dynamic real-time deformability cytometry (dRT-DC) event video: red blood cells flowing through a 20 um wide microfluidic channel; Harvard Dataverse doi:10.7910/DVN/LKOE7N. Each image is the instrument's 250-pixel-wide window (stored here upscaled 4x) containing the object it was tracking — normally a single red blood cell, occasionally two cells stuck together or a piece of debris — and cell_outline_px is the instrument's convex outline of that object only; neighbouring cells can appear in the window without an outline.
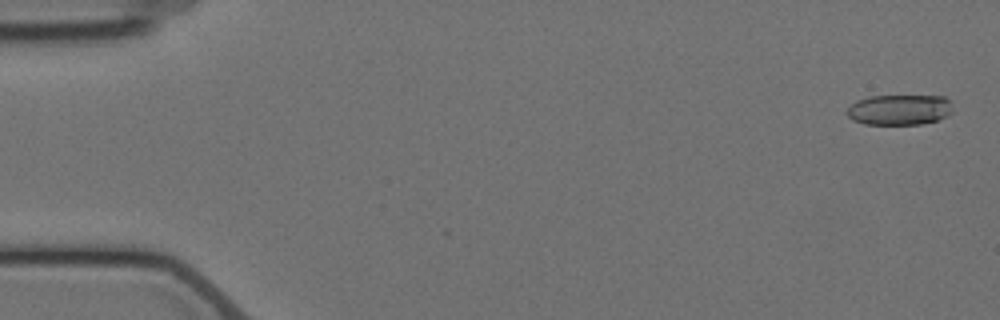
{"species": "Egyptian fruit bat (a non-hibernating species)", "species_latin": "Rousettus aegyptiacus", "temperature_condition": "cold", "stored_images_in_passage": 5, "camera_frame_rate_fps": 3000, "um_per_image_px": 0.085, "animal": {"sex": "female"}, "frame": {"image": 1, "passage_image": 1, "time_ms": 0.0, "image_size_px": [1000, 320], "cell_outline_px": [[952, 112], [948, 116], [936, 120], [920, 124], [864, 124], [852, 120], [844, 112], [856, 100], [868, 96], [944, 96], [948, 100]], "centroid_in_image_um": [76.4, 9.33], "position_along_channel_um": 8.6, "area_um2": 18.79}}
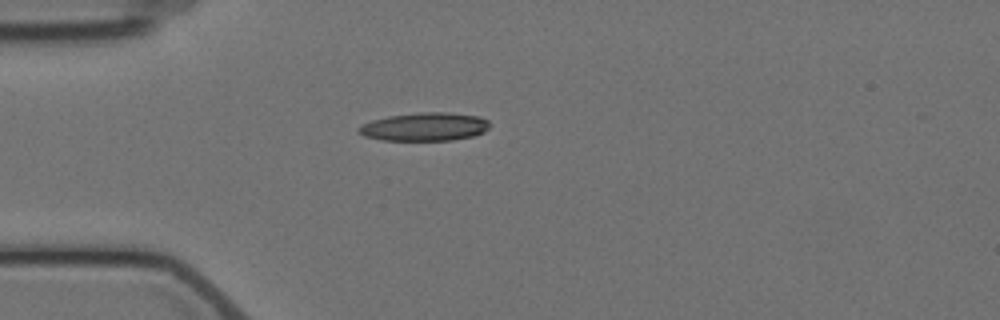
{"frame": {"image": 2, "passage_image": 5, "time_ms": 4.667, "image_size_px": [1000, 320], "cell_outline_px": [[488, 128], [484, 132], [472, 136], [452, 140], [380, 140], [364, 136], [356, 132], [356, 128], [372, 120], [388, 116], [416, 112], [448, 112], [480, 116], [488, 120]], "centroid_in_image_um": [36.07, 10.77], "position_along_channel_um": 48.9, "area_um2": 21.73}}